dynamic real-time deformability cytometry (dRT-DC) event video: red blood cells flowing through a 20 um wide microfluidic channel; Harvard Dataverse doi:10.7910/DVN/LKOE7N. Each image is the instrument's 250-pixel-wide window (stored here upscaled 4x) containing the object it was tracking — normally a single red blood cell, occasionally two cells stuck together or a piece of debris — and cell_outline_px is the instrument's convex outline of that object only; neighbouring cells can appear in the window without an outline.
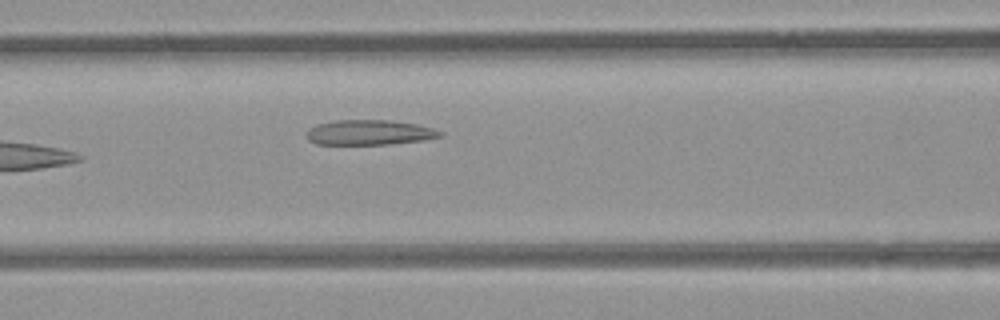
{"species": "common noctule bat (a hibernating species)", "species_latin": "Nyctalus noctula", "temperature_condition": "room temperature", "stored_images_in_passage": 6, "camera_frame_rate_fps": 3000, "um_per_image_px": 0.085, "animal": {"sex": "female", "body_mass_g": 21.9}, "frame": {"image": 1, "passage_image": 6, "time_ms": 6.667, "image_size_px": [1000, 320], "cell_outline_px": [[444, 136], [424, 140], [388, 144], [316, 144], [308, 140], [308, 128], [316, 124], [332, 120], [388, 120], [416, 124], [432, 128], [444, 132]], "centroid_in_image_um": [31.4, 11.25], "position_along_channel_um": 135.2, "area_um2": 19.54}}